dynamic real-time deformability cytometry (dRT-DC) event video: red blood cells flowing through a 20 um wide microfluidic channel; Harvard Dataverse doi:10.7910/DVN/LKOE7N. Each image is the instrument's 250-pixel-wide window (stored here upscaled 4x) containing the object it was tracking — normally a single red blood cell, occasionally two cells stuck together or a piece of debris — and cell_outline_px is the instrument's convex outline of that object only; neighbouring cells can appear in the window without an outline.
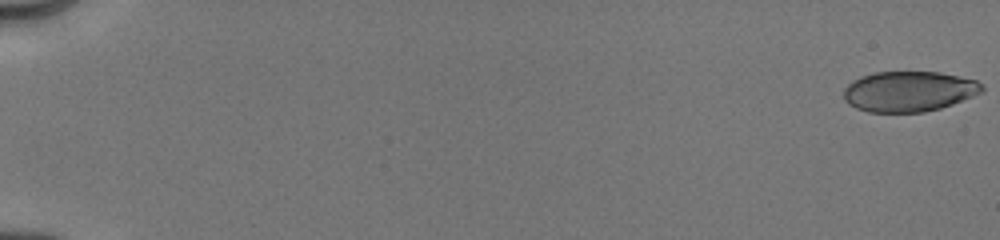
{"species": "human", "species_latin": "Homo sapiens", "temperature_condition": "cold", "stored_images_in_passage": 24, "camera_frame_rate_fps": 3000, "um_per_image_px": 0.085, "donor": {"sex": "male"}, "frame": {"image": 1, "passage_image": 1, "time_ms": 0.0, "image_size_px": [1000, 240], "cell_outline_px": [[984, 92], [952, 104], [940, 108], [924, 112], [868, 112], [856, 108], [848, 104], [844, 100], [844, 88], [852, 80], [860, 76], [876, 72], [940, 72], [976, 80], [984, 88]], "centroid_in_image_um": [77.24, 7.77], "position_along_channel_um": 7.8, "area_um2": 32.66}}
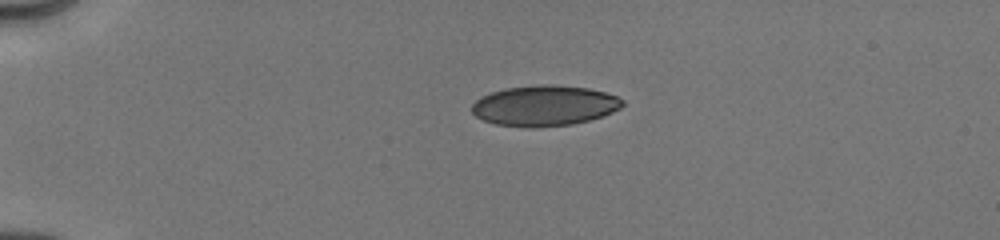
{"frame": {"image": 2, "passage_image": 17, "time_ms": 4.333, "image_size_px": [1000, 240], "cell_outline_px": [[624, 104], [620, 108], [612, 112], [588, 120], [572, 124], [536, 128], [496, 124], [484, 120], [476, 116], [472, 112], [472, 104], [480, 96], [504, 88], [544, 84], [552, 84], [588, 88], [604, 92], [616, 96], [624, 100]], "centroid_in_image_um": [46.26, 8.97], "position_along_channel_um": 38.7, "area_um2": 35.49}}